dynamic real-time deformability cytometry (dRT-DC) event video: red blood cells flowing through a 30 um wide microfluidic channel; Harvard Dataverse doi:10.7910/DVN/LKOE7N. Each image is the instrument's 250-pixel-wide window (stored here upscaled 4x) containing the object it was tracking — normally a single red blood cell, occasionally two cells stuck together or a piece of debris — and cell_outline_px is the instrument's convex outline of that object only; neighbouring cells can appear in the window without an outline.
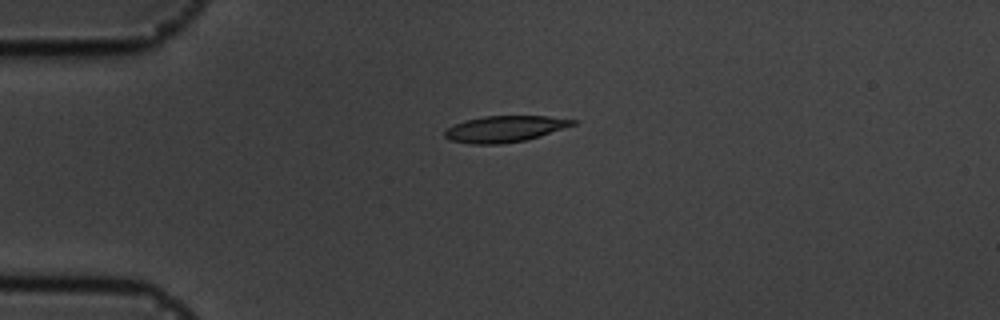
{"species": "common noctule bat (a hibernating species)", "species_latin": "Nyctalus noctula", "temperature_condition": "cold", "stored_images_in_passage": 44, "camera_frame_rate_fps": 3000, "um_per_image_px": 0.085, "animal": {"sex": "male", "body_mass_g": 19.5, "forearm_length_mm": 54.6}, "frame": {"image": 1, "passage_image": 1, "time_ms": 0.0, "image_size_px": [1000, 320], "cell_outline_px": [[580, 120], [576, 124], [540, 136], [524, 140], [500, 144], [472, 144], [448, 140], [444, 136], [444, 128], [452, 124], [464, 120], [484, 116], [548, 116]], "centroid_in_image_um": [42.86, 10.95], "position_along_channel_um": 42.1, "area_um2": 19.83}}
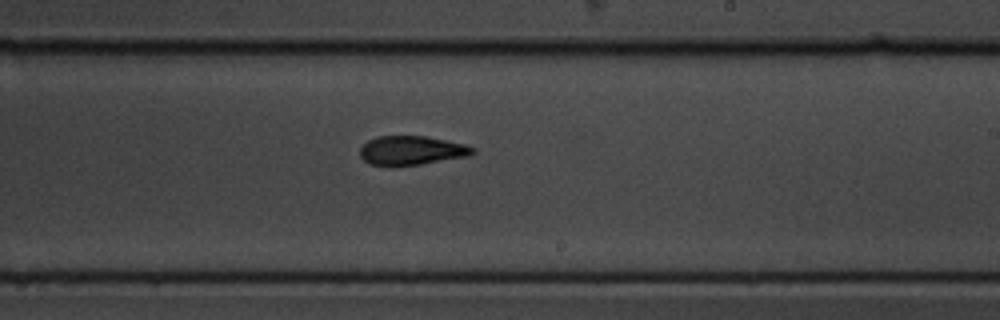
{"frame": {"image": 2, "passage_image": 21, "time_ms": 6.667, "image_size_px": [1000, 320], "cell_outline_px": [[476, 152], [468, 156], [420, 164], [392, 168], [368, 164], [360, 156], [360, 148], [368, 140], [376, 136], [424, 136], [464, 144], [476, 148]], "centroid_in_image_um": [34.93, 12.81], "position_along_channel_um": 254.1, "area_um2": 19.42}}
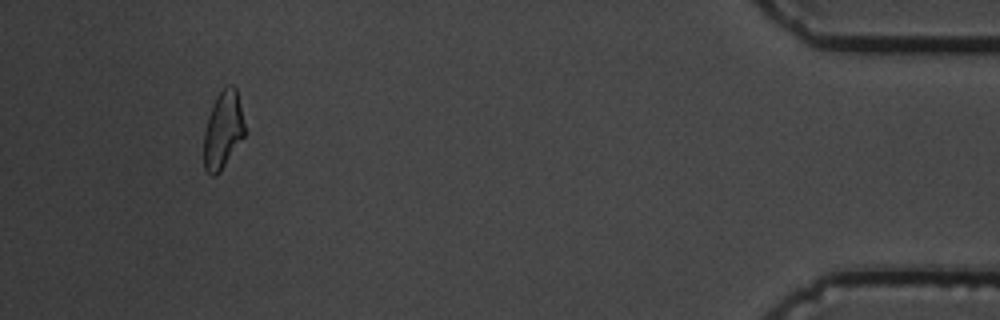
{"frame": {"image": 3, "passage_image": 40, "time_ms": 13.0, "image_size_px": [1000, 320], "cell_outline_px": [[244, 136], [220, 172], [216, 176], [212, 176], [204, 168], [204, 132], [208, 116], [212, 104], [216, 96], [228, 84], [232, 84], [236, 88], [244, 124]], "centroid_in_image_um": [18.93, 11.05], "position_along_channel_um": 416.3, "area_um2": 18.26}, "authors_computed_cell_mechanics": {"area_um2": 19.1318, "velocity_mm_per_s": 3.5847, "shape_relaxation_time_tau1_ms": 5.6009, "shape_relaxation_time_tau2_ms": 3.5813, "deformation_change_tau1": 0.1794, "deformation_change_tau2": 0.1175}}